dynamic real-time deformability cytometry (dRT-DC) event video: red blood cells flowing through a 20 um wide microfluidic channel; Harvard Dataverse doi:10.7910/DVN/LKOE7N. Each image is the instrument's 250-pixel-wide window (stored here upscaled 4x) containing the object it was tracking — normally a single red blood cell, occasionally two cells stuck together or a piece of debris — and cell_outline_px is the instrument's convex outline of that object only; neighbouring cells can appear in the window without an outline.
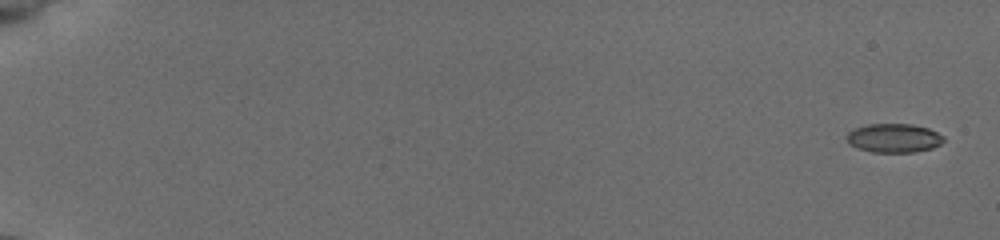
{"species": "common noctule bat (a hibernating species)", "species_latin": "Nyctalus noctula", "temperature_condition": "cold", "stored_images_in_passage": 55, "camera_frame_rate_fps": 3000, "um_per_image_px": 0.085, "animal": {"sex": "female", "body_mass_g": 19.5, "forearm_length_mm": 54.1}, "frame": {"image": 1, "passage_image": 1, "time_ms": 0.0, "image_size_px": [1000, 240], "cell_outline_px": [[944, 140], [940, 144], [932, 148], [916, 152], [872, 152], [856, 148], [848, 144], [844, 136], [848, 132], [864, 124], [912, 124], [928, 128], [944, 136]], "centroid_in_image_um": [75.93, 11.74], "position_along_channel_um": 9.1, "area_um2": 16.53}}
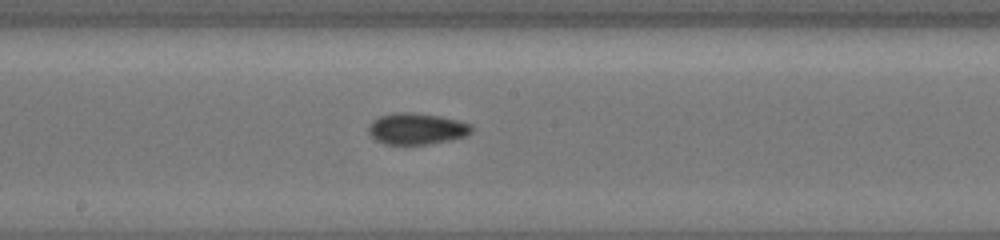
{"frame": {"image": 2, "passage_image": 32, "time_ms": 10.333, "image_size_px": [1000, 240], "cell_outline_px": [[472, 132], [464, 136], [452, 140], [428, 144], [384, 144], [376, 140], [368, 132], [368, 128], [372, 120], [380, 116], [392, 112], [412, 112], [440, 116], [472, 124]], "centroid_in_image_um": [35.4, 10.94], "position_along_channel_um": 212.8, "area_um2": 18.9}}
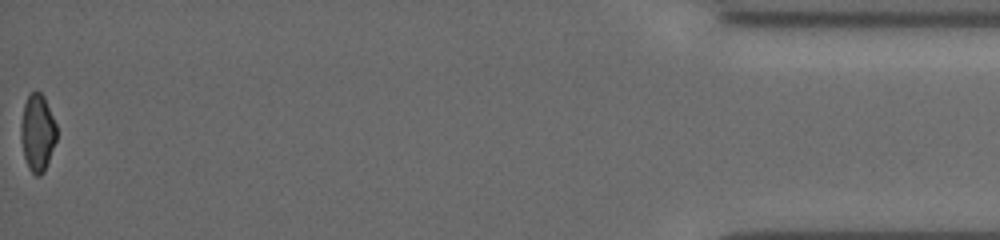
{"frame": {"image": 3, "passage_image": 55, "time_ms": 18.0, "image_size_px": [1000, 240], "cell_outline_px": [[56, 140], [44, 172], [40, 176], [36, 176], [28, 168], [24, 156], [20, 140], [20, 124], [24, 104], [28, 92], [36, 88], [44, 96], [56, 124]], "centroid_in_image_um": [3.16, 11.23], "position_along_channel_um": 432.0, "area_um2": 16.36}, "authors_computed_cell_mechanics": {"area_um2": 17.34, "velocity_mm_per_s": 3.8944, "shape_relaxation_time_tau1_ms": 9.3002, "shape_relaxation_time_tau2_ms": null, "deformation_change_tau1": 0.1644, "deformation_change_tau2": null}}